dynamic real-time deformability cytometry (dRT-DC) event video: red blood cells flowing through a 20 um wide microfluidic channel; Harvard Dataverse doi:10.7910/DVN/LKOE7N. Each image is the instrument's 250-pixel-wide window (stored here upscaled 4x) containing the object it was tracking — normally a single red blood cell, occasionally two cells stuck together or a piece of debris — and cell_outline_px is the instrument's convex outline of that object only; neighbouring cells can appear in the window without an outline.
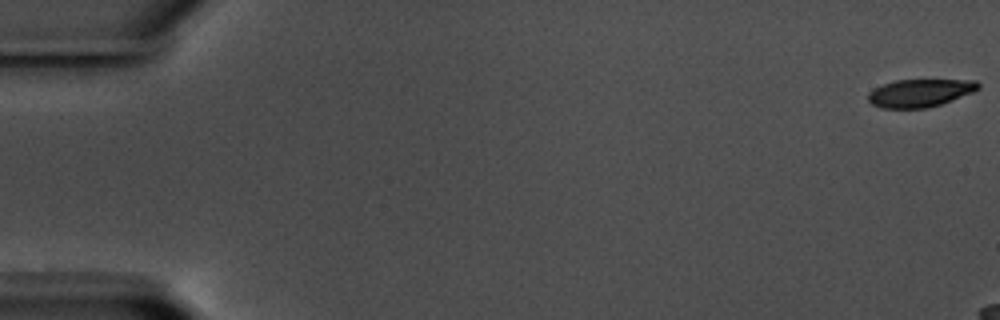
{"species": "common noctule bat (a hibernating species)", "species_latin": "Nyctalus noctula", "temperature_condition": "warm", "stored_images_in_passage": 10, "camera_frame_rate_fps": 3000, "um_per_image_px": 0.085, "animal": {"sex": "male", "body_mass_g": 17.5, "forearm_length_mm": 52.3}, "frame": {"image": 1, "passage_image": 1, "time_ms": 0.0, "image_size_px": [1000, 320], "cell_outline_px": [[980, 88], [972, 92], [952, 100], [928, 108], [880, 108], [872, 104], [868, 100], [868, 92], [884, 84], [896, 80], [976, 80], [980, 84]], "centroid_in_image_um": [78.19, 7.9], "position_along_channel_um": 6.8, "area_um2": 17.74}}